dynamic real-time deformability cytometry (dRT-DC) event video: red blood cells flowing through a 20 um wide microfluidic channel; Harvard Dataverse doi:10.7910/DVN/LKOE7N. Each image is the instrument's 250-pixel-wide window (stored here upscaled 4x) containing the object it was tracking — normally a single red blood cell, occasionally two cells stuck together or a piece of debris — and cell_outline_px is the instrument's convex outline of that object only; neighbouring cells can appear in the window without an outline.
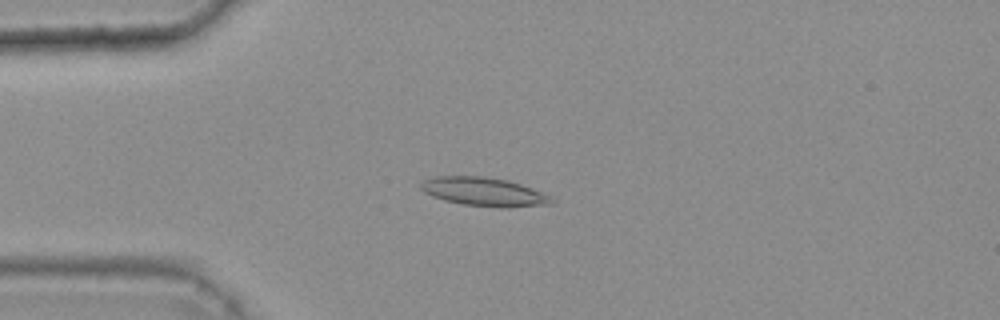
{"species": "common noctule bat (a hibernating species)", "species_latin": "Nyctalus noctula", "temperature_condition": "warm", "stored_images_in_passage": 46, "camera_frame_rate_fps": 3000, "um_per_image_px": 0.085, "animal": {"sex": "female", "body_mass_g": 25.1}, "frame": {"image": 1, "passage_image": 14, "time_ms": 4.333, "image_size_px": [1000, 320], "cell_outline_px": [[556, 200], [552, 204], [508, 208], [500, 208], [464, 204], [444, 200], [432, 196], [424, 192], [420, 188], [420, 184], [424, 180], [436, 176], [484, 176], [508, 180], [532, 188]], "centroid_in_image_um": [41.14, 16.31], "position_along_channel_um": 43.9, "area_um2": 21.85}}
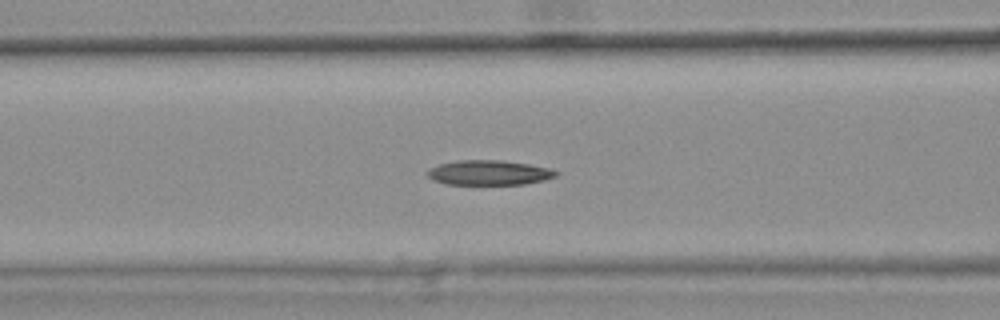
{"frame": {"image": 2, "passage_image": 22, "time_ms": 7.0, "image_size_px": [1000, 320], "cell_outline_px": [[560, 172], [556, 176], [544, 180], [524, 184], [448, 184], [432, 180], [424, 172], [428, 168], [440, 164], [460, 160], [500, 160], [528, 164], [548, 168]], "centroid_in_image_um": [41.53, 14.68], "position_along_channel_um": 125.1, "area_um2": 18.55}}
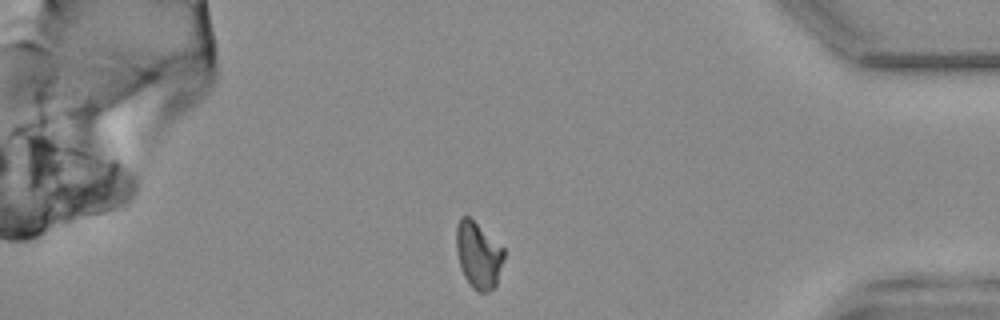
{"frame": {"image": 3, "passage_image": 46, "time_ms": 15.0, "image_size_px": [1000, 320], "cell_outline_px": [[504, 256], [496, 284], [488, 292], [476, 292], [468, 284], [464, 276], [456, 252], [456, 224], [460, 216], [468, 216], [504, 248]], "centroid_in_image_um": [40.63, 21.69], "position_along_channel_um": 394.6, "area_um2": 18.38}}